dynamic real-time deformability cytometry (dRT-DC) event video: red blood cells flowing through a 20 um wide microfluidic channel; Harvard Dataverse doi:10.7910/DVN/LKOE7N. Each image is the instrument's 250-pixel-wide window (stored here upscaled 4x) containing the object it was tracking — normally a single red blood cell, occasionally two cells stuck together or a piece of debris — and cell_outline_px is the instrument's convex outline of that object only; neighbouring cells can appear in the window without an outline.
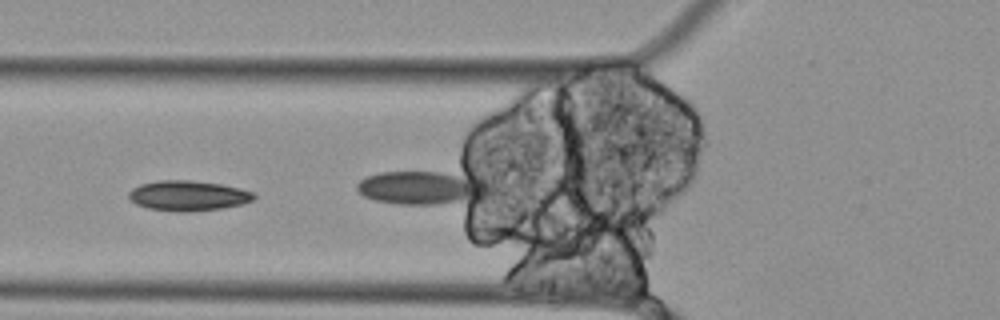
{"species": "Egyptian fruit bat (a non-hibernating species)", "species_latin": "Rousettus aegyptiacus", "temperature_condition": "cold", "stored_images_in_passage": 51, "camera_frame_rate_fps": 3000, "um_per_image_px": 0.085, "animal": {"sex": "female"}, "frame": {"image": 1, "passage_image": 15, "time_ms": 4.667, "image_size_px": [1000, 320], "cell_outline_px": [[256, 196], [252, 200], [240, 204], [224, 208], [192, 212], [176, 212], [148, 208], [136, 204], [128, 196], [128, 192], [132, 188], [140, 184], [160, 180], [188, 180], [220, 184], [240, 188], [252, 192]], "centroid_in_image_um": [15.97, 16.64], "position_along_channel_um": 109.8, "area_um2": 22.02}, "authors_computed_cell_mechanics": {"area_um2": 23.9292, "velocity_mm_per_s": 3.4456, "shape_relaxation_time_tau1_ms": null, "shape_relaxation_time_tau2_ms": 2.9776, "deformation_change_tau1": null, "deformation_change_tau2": 0.0958}}